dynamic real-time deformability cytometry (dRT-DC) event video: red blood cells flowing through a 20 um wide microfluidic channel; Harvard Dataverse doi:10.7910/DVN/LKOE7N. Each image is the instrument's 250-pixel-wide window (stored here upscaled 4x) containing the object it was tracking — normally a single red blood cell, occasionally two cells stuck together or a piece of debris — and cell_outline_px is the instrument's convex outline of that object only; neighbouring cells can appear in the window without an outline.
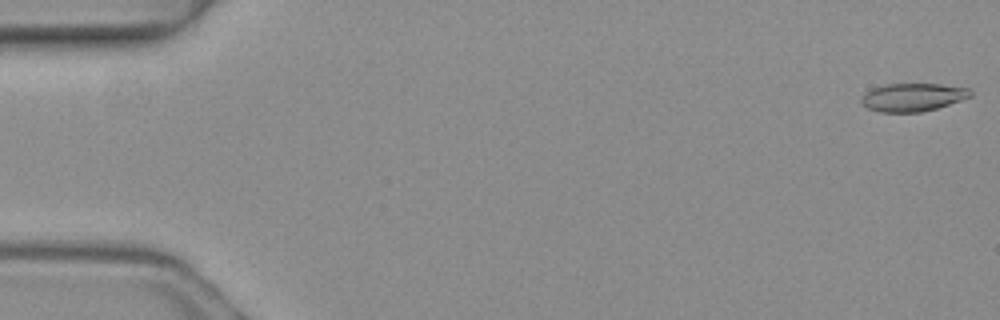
{"species": "common noctule bat (a hibernating species)", "species_latin": "Nyctalus noctula", "temperature_condition": "warm", "stored_images_in_passage": 5, "segment_of_instrument_passage": [2, 2], "camera_frame_rate_fps": 3000, "um_per_image_px": 0.085, "animal": {"sex": "female", "body_mass_g": 19.3, "forearm_length_mm": 54.1}, "frame": {"image": 1, "passage_image": 5, "time_ms": 1.333, "image_size_px": [1000, 320], "cell_outline_px": [[972, 96], [936, 108], [920, 112], [880, 112], [868, 108], [860, 100], [864, 92], [872, 88], [884, 84], [940, 84], [968, 88], [972, 92]], "centroid_in_image_um": [77.55, 8.25], "position_along_channel_um": 7.4, "area_um2": 17.74}}